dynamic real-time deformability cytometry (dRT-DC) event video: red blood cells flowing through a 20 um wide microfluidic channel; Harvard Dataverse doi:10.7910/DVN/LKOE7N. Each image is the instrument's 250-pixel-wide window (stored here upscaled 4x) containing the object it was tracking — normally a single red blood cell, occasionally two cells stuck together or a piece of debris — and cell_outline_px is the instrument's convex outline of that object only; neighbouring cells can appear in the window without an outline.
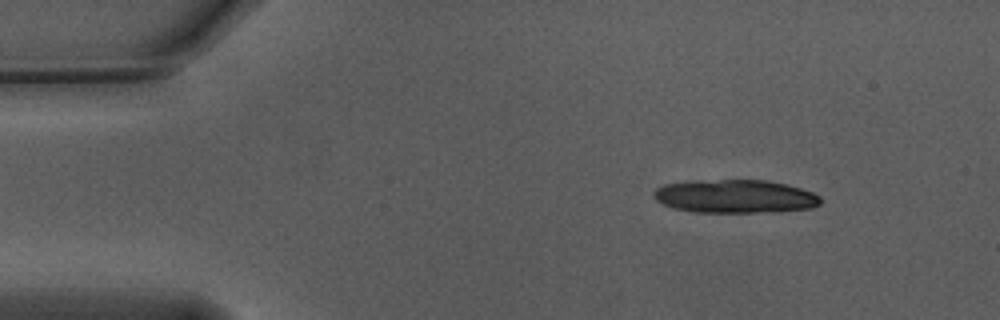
{"species": "Egyptian fruit bat (a non-hibernating species)", "species_latin": "Rousettus aegyptiacus", "temperature_condition": "warm", "stored_images_in_passage": 15, "camera_frame_rate_fps": 3000, "um_per_image_px": 0.085, "animal": {"sex": "male"}, "frame": {"image": 1, "passage_image": 1, "time_ms": 0.0, "image_size_px": [1000, 320], "cell_outline_px": [[820, 204], [812, 208], [752, 212], [696, 212], [672, 208], [656, 200], [652, 196], [652, 192], [656, 188], [664, 184], [688, 180], [764, 180], [788, 184], [812, 192], [820, 196]], "centroid_in_image_um": [62.42, 16.67], "position_along_channel_um": 22.6, "area_um2": 32.43}}